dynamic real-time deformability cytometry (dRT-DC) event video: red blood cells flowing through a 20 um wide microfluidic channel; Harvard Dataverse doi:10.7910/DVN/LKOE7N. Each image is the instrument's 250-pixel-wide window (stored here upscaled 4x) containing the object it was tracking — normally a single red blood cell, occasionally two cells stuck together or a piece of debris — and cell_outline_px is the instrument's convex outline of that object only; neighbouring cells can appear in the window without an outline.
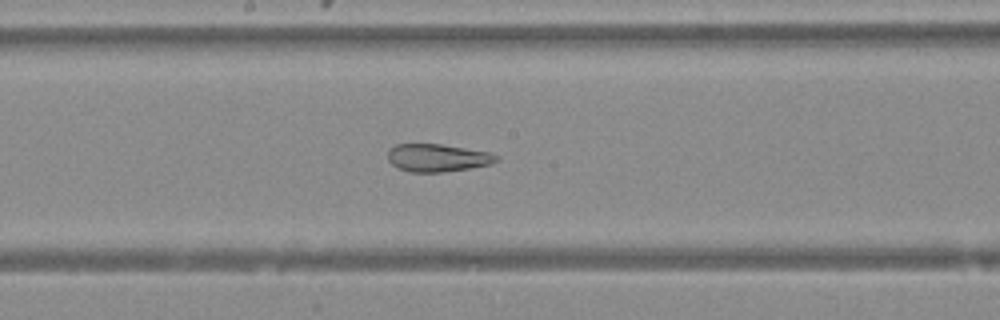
{"species": "Egyptian fruit bat (a non-hibernating species)", "species_latin": "Rousettus aegyptiacus", "temperature_condition": "warm", "stored_images_in_passage": 44, "camera_frame_rate_fps": 3000, "um_per_image_px": 0.085, "animal": {"sex": "female"}, "frame": {"image": 1, "passage_image": 22, "time_ms": 7.0, "image_size_px": [1000, 320], "cell_outline_px": [[500, 160], [492, 164], [468, 168], [440, 172], [412, 172], [396, 168], [388, 160], [388, 148], [396, 144], [440, 144], [488, 152], [500, 156]], "centroid_in_image_um": [37.17, 13.41], "position_along_channel_um": 211.0, "area_um2": 17.57}}
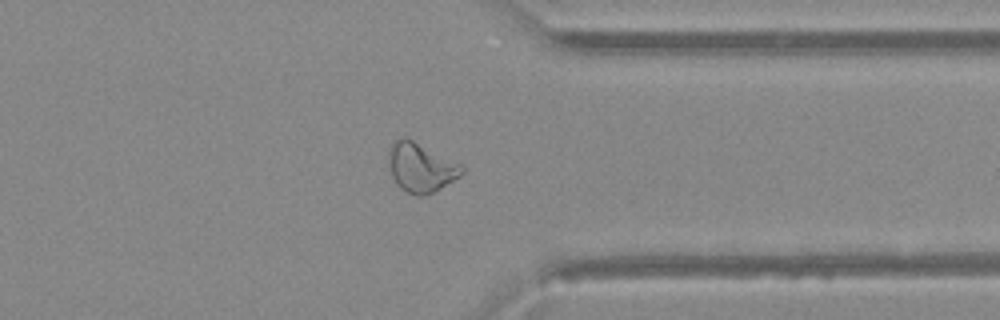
{"frame": {"image": 2, "passage_image": 34, "time_ms": 11.0, "image_size_px": [1000, 320], "cell_outline_px": [[464, 172], [460, 176], [440, 188], [424, 196], [416, 196], [400, 188], [396, 184], [392, 176], [388, 152], [392, 144], [396, 140], [408, 136], [460, 164], [464, 168]], "centroid_in_image_um": [35.77, 14.22], "position_along_channel_um": 375.6, "area_um2": 20.87}}
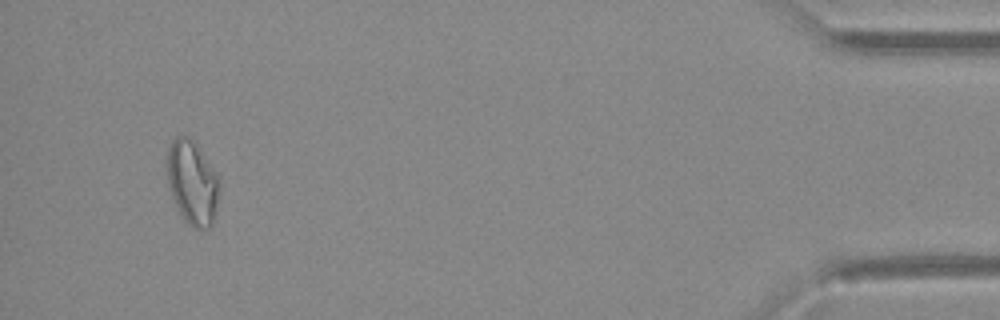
{"frame": {"image": 3, "passage_image": 42, "time_ms": 13.667, "image_size_px": [1000, 320], "cell_outline_px": [[220, 184], [212, 224], [208, 228], [192, 228], [184, 220], [172, 196], [168, 184], [164, 164], [164, 160], [168, 148], [172, 140], [176, 136], [188, 136], [196, 140], [220, 176]], "centroid_in_image_um": [16.33, 15.42], "position_along_channel_um": 418.9, "area_um2": 26.41}}